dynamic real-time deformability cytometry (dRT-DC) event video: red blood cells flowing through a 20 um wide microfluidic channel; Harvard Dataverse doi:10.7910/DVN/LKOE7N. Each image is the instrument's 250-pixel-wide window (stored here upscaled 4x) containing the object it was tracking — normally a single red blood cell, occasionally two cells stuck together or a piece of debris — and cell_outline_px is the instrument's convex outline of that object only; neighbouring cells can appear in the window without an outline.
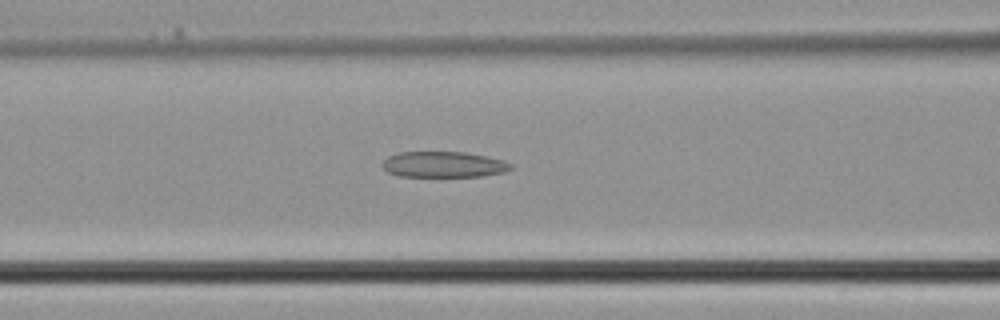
{"species": "common noctule bat (a hibernating species)", "species_latin": "Nyctalus noctula", "temperature_condition": "cold", "stored_images_in_passage": 24, "camera_frame_rate_fps": 3000, "um_per_image_px": 0.085, "animal": {"sex": "male", "body_mass_g": 21.5, "forearm_length_mm": 52.0}, "frame": {"image": 1, "passage_image": 8, "time_ms": 2.333, "image_size_px": [1000, 320], "cell_outline_px": [[512, 168], [504, 172], [484, 176], [400, 176], [388, 172], [380, 164], [388, 156], [400, 152], [464, 152], [504, 160], [512, 164]], "centroid_in_image_um": [37.7, 13.98], "position_along_channel_um": 128.9, "area_um2": 19.25}}
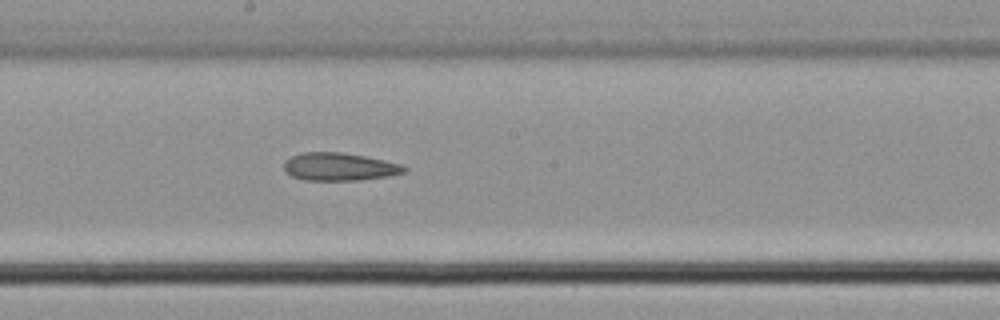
{"frame": {"image": 2, "passage_image": 13, "time_ms": 4.0, "image_size_px": [1000, 320], "cell_outline_px": [[408, 168], [404, 172], [388, 176], [356, 180], [304, 180], [292, 176], [284, 168], [284, 160], [288, 156], [304, 152], [340, 152], [364, 156], [384, 160], [400, 164]], "centroid_in_image_um": [28.8, 14.16], "position_along_channel_um": 219.4, "area_um2": 19.42}}
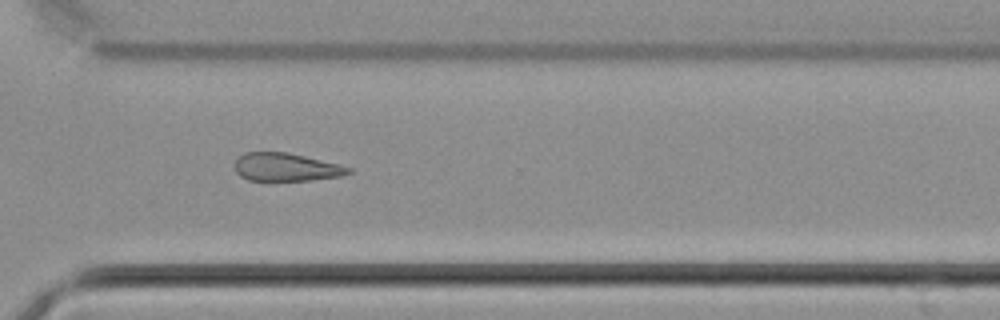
{"frame": {"image": 3, "passage_image": 20, "time_ms": 6.333, "image_size_px": [1000, 320], "cell_outline_px": [[352, 172], [340, 176], [312, 180], [248, 180], [240, 176], [236, 172], [236, 160], [244, 152], [288, 152], [340, 164], [352, 168]], "centroid_in_image_um": [24.34, 14.2], "position_along_channel_um": 346.3, "area_um2": 18.55}}